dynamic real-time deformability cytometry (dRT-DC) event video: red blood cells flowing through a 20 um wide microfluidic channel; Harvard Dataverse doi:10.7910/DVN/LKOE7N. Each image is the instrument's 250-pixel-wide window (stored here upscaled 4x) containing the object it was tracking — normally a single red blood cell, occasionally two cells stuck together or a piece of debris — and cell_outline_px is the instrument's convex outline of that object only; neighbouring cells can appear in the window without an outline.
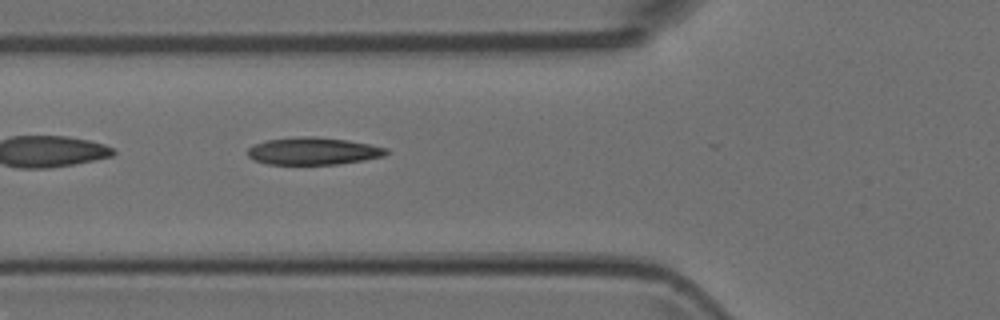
{"species": "Egyptian fruit bat (a non-hibernating species)", "species_latin": "Rousettus aegyptiacus", "temperature_condition": "room temperature", "stored_images_in_passage": 6, "camera_frame_rate_fps": 3000, "um_per_image_px": 0.085, "animal": {"sex": "female"}, "frame": {"image": 1, "passage_image": 6, "time_ms": 1.667, "image_size_px": [1000, 320], "cell_outline_px": [[392, 152], [384, 156], [364, 160], [336, 164], [268, 164], [252, 160], [248, 156], [248, 148], [256, 144], [268, 140], [300, 136], [316, 136], [348, 140], [388, 148]], "centroid_in_image_um": [26.66, 12.84], "position_along_channel_um": 99.1, "area_um2": 22.14}}